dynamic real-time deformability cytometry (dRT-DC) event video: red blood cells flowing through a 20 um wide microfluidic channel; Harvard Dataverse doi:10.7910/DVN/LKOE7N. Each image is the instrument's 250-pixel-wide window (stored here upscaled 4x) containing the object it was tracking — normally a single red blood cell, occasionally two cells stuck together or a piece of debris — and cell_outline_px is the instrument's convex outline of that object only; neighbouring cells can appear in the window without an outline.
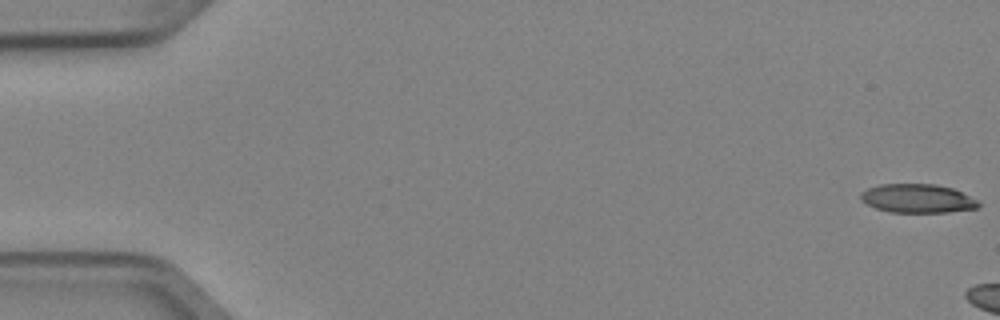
{"species": "Egyptian fruit bat (a non-hibernating species)", "species_latin": "Rousettus aegyptiacus", "temperature_condition": "cold", "stored_images_in_passage": 5, "camera_frame_rate_fps": 3000, "um_per_image_px": 0.085, "animal": {"sex": "female"}, "frame": {"image": 1, "passage_image": 1, "time_ms": 0.0, "image_size_px": [1000, 320], "cell_outline_px": [[980, 208], [948, 212], [888, 212], [876, 208], [860, 200], [860, 192], [868, 188], [880, 184], [936, 184], [952, 188], [976, 200], [980, 204]], "centroid_in_image_um": [77.96, 16.87], "position_along_channel_um": 7.0, "area_um2": 19.71}}